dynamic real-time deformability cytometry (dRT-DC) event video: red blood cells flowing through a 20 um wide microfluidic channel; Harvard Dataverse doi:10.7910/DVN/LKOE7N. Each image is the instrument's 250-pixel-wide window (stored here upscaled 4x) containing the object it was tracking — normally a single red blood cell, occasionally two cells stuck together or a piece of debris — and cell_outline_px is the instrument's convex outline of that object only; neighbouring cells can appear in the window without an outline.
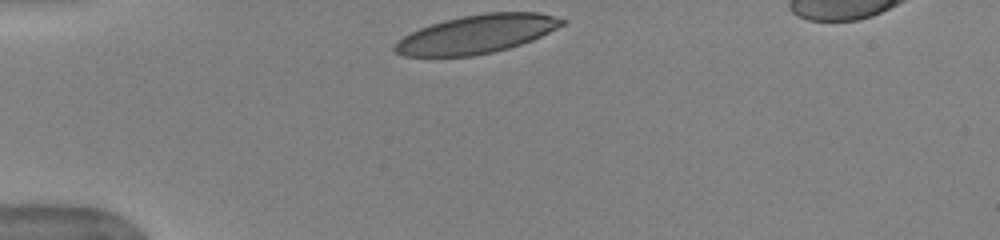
{"species": "human", "species_latin": "Homo sapiens", "temperature_condition": "warm", "stored_images_in_passage": 3, "camera_frame_rate_fps": 3000, "um_per_image_px": 0.085, "donor": {"sex": "female"}, "frame": {"image": 1, "passage_image": 1, "time_ms": 0.0, "image_size_px": [1000, 240], "cell_outline_px": [[568, 20], [564, 24], [532, 40], [508, 48], [492, 52], [472, 56], [404, 56], [396, 52], [392, 48], [396, 40], [420, 28], [444, 20], [484, 12], [540, 12]], "centroid_in_image_um": [40.51, 2.89], "position_along_channel_um": 44.5, "area_um2": 37.28}}
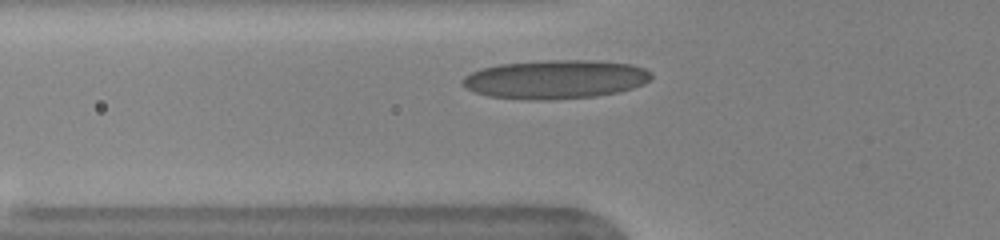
{"frame": {"image": 2, "passage_image": 3, "time_ms": 0.667, "image_size_px": [1000, 240], "cell_outline_px": [[652, 76], [644, 84], [620, 92], [596, 96], [548, 100], [528, 100], [488, 96], [464, 88], [460, 80], [464, 76], [480, 68], [500, 64], [548, 60], [592, 60], [632, 64], [644, 68], [652, 72]], "centroid_in_image_um": [47.2, 6.74], "position_along_channel_um": 78.6, "area_um2": 42.95}}